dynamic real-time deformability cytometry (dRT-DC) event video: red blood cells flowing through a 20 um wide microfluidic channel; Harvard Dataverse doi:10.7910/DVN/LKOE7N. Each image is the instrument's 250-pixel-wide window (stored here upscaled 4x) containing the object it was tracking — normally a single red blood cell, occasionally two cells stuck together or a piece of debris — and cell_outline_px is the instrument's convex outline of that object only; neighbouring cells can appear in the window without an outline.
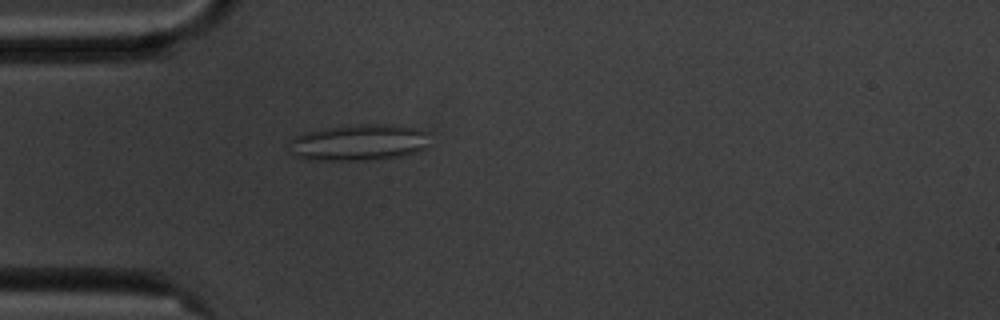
{"species": "common noctule bat (a hibernating species)", "species_latin": "Nyctalus noctula", "temperature_condition": "cold", "stored_images_in_passage": 48, "camera_frame_rate_fps": 3000, "um_per_image_px": 0.085, "animal": {"sex": "male", "body_mass_g": 20.1, "forearm_length_mm": 53.5}, "frame": {"image": 1, "passage_image": 8, "time_ms": 2.333, "image_size_px": [1000, 320], "cell_outline_px": [[428, 148], [396, 156], [364, 160], [308, 160], [292, 156], [288, 152], [288, 144], [296, 136], [304, 132], [324, 128], [360, 124], [392, 124], [416, 128], [428, 132]], "centroid_in_image_um": [30.44, 12.1], "position_along_channel_um": 54.6, "area_um2": 29.94}}
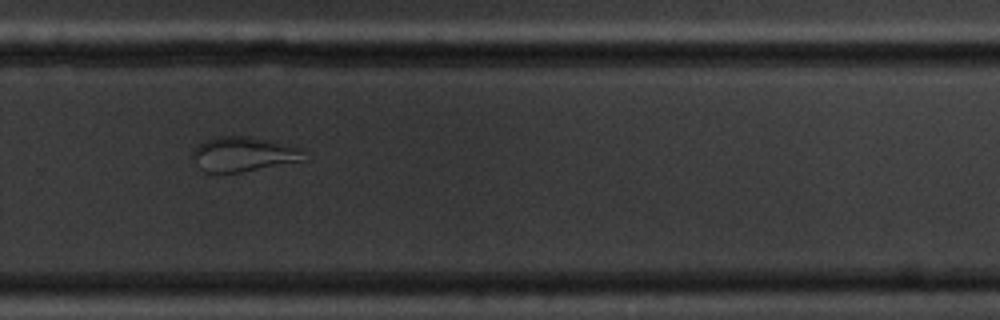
{"frame": {"image": 2, "passage_image": 30, "time_ms": 9.667, "image_size_px": [1000, 320], "cell_outline_px": [[304, 152], [300, 160], [240, 172], [204, 172], [200, 168], [192, 156], [192, 152], [204, 140], [216, 136], [252, 136], [272, 140], [300, 148]], "centroid_in_image_um": [20.63, 13.07], "position_along_channel_um": 309.2, "area_um2": 22.08}}
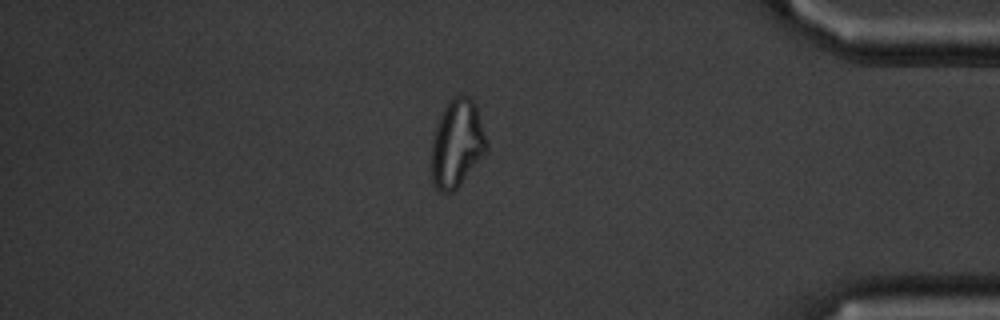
{"frame": {"image": 3, "passage_image": 40, "time_ms": 13.0, "image_size_px": [1000, 320], "cell_outline_px": [[488, 148], [460, 184], [452, 192], [440, 192], [432, 184], [428, 164], [432, 136], [436, 124], [444, 108], [452, 96], [460, 92], [468, 96], [476, 104], [488, 144]], "centroid_in_image_um": [38.78, 12.19], "position_along_channel_um": 396.4, "area_um2": 28.9}, "authors_computed_cell_mechanics": {"area_um2": 26.9926, "velocity_mm_per_s": 3.5557, "shape_relaxation_time_tau1_ms": null, "shape_relaxation_time_tau2_ms": 1.4568, "deformation_change_tau1": null, "deformation_change_tau2": 0.0875}}